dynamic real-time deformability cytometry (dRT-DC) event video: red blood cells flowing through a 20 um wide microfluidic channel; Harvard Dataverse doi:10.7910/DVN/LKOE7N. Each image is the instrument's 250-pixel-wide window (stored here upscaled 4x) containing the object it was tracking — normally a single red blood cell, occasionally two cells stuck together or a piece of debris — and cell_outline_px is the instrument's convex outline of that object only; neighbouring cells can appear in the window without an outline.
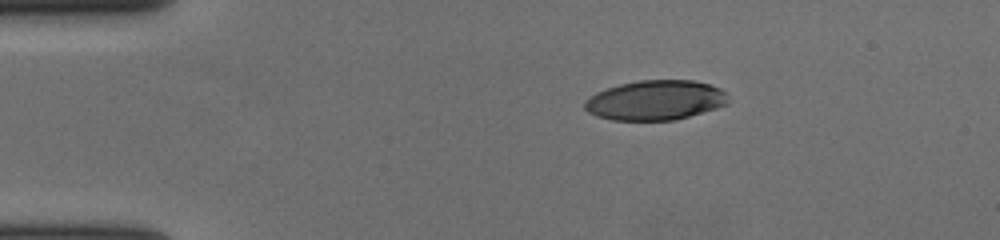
{"species": "human", "species_latin": "Homo sapiens", "temperature_condition": "cold", "stored_images_in_passage": 47, "camera_frame_rate_fps": 3000, "um_per_image_px": 0.085, "donor": {"sex": "female"}, "frame": {"image": 1, "passage_image": 1, "time_ms": 0.0, "image_size_px": [1000, 240], "cell_outline_px": [[728, 104], [716, 108], [676, 120], [612, 120], [596, 116], [588, 112], [584, 108], [584, 100], [588, 96], [596, 92], [620, 84], [640, 80], [692, 80], [708, 84], [720, 88], [724, 92], [728, 100]], "centroid_in_image_um": [55.68, 8.52], "position_along_channel_um": 29.3, "area_um2": 33.29}}
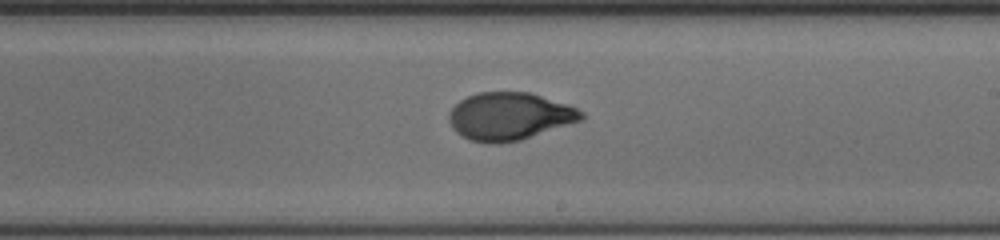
{"frame": {"image": 2, "passage_image": 24, "time_ms": 7.667, "image_size_px": [1000, 240], "cell_outline_px": [[584, 116], [580, 120], [520, 140], [500, 144], [488, 144], [468, 140], [456, 132], [452, 128], [448, 120], [448, 112], [460, 100], [476, 92], [528, 92], [568, 104], [584, 112]], "centroid_in_image_um": [43.25, 9.89], "position_along_channel_um": 245.8, "area_um2": 36.76}}
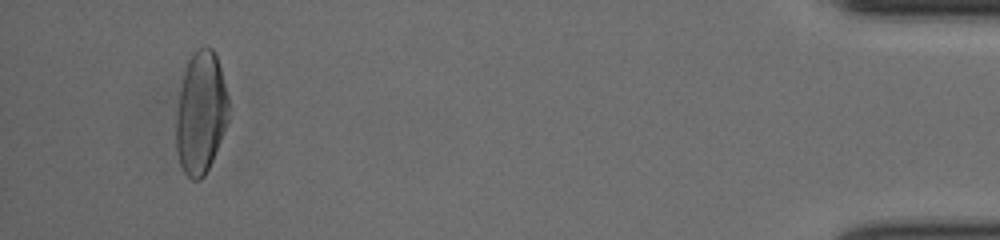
{"frame": {"image": 3, "passage_image": 44, "time_ms": 14.333, "image_size_px": [1000, 240], "cell_outline_px": [[228, 120], [212, 160], [204, 176], [200, 180], [192, 180], [184, 172], [180, 164], [176, 152], [176, 112], [184, 72], [188, 60], [192, 52], [200, 48], [212, 48], [216, 52], [228, 96]], "centroid_in_image_um": [17.06, 9.59], "position_along_channel_um": 418.1, "area_um2": 37.28}, "authors_computed_cell_mechanics": {"area_um2": 36.5296, "velocity_mm_per_s": 3.6896, "shape_relaxation_time_tau1_ms": 4.4215, "shape_relaxation_time_tau2_ms": 1.4491, "deformation_change_tau1": 0.2101, "deformation_change_tau2": 0.0404}}